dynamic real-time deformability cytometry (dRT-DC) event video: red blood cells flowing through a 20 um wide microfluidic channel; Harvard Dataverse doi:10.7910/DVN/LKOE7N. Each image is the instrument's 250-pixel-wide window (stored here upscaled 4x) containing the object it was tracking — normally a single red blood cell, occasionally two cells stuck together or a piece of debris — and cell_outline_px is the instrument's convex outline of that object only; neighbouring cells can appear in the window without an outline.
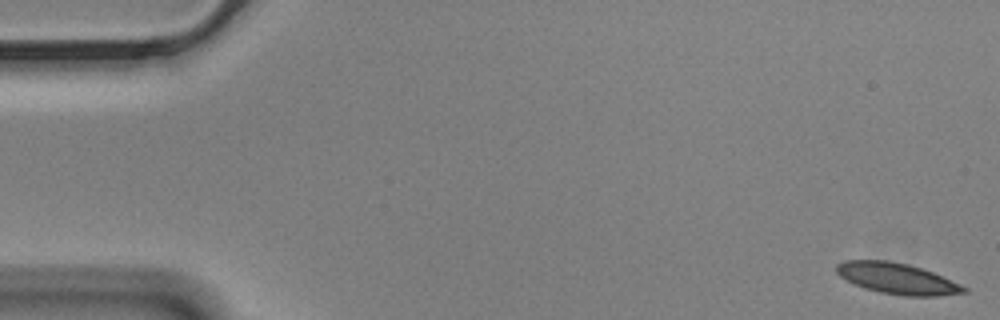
{"species": "Egyptian fruit bat (a non-hibernating species)", "species_latin": "Rousettus aegyptiacus", "temperature_condition": "cold", "stored_images_in_passage": 57, "camera_frame_rate_fps": 3000, "um_per_image_px": 0.085, "animal": {"sex": "male"}, "frame": {"image": 1, "passage_image": 1, "time_ms": 0.0, "image_size_px": [1000, 320], "cell_outline_px": [[968, 292], [936, 296], [904, 296], [880, 292], [864, 288], [840, 276], [836, 272], [836, 264], [844, 260], [888, 260], [908, 264], [932, 272], [960, 284], [968, 288]], "centroid_in_image_um": [76.25, 23.67], "position_along_channel_um": 8.7, "area_um2": 22.83}}
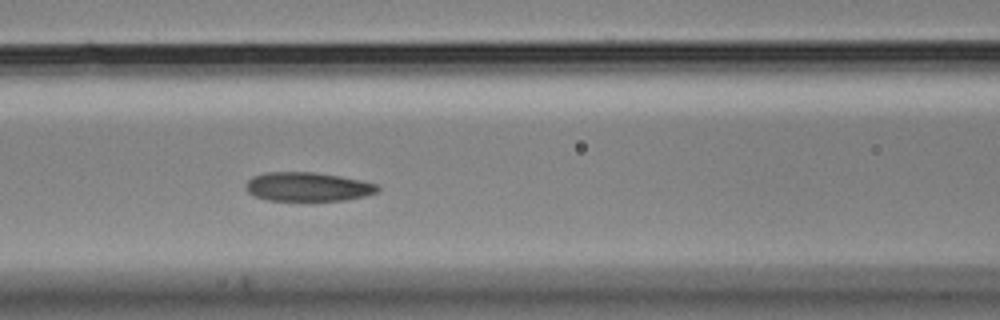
{"frame": {"image": 2, "passage_image": 24, "time_ms": 7.667, "image_size_px": [1000, 320], "cell_outline_px": [[380, 188], [376, 192], [364, 196], [348, 200], [268, 200], [256, 196], [248, 192], [244, 188], [244, 184], [252, 176], [264, 172], [312, 172], [340, 176], [360, 180], [376, 184]], "centroid_in_image_um": [26.12, 15.87], "position_along_channel_um": 140.5, "area_um2": 22.2}}
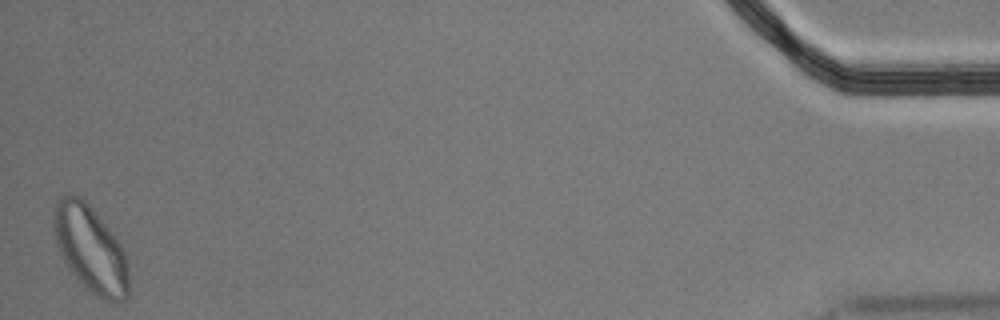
{"frame": {"image": 3, "passage_image": 57, "time_ms": 18.667, "image_size_px": [1000, 320], "cell_outline_px": [[128, 296], [124, 300], [104, 300], [96, 296], [84, 288], [72, 272], [64, 260], [56, 244], [52, 224], [52, 212], [56, 200], [60, 196], [72, 192], [76, 192], [92, 208], [116, 236], [128, 260]], "centroid_in_image_um": [7.66, 21.11], "position_along_channel_um": 427.5, "area_um2": 38.32}, "authors_computed_cell_mechanics": {"area_um2": 23.12, "velocity_mm_per_s": 3.4404, "shape_relaxation_time_tau1_ms": 4.557, "shape_relaxation_time_tau2_ms": 3.3008, "deformation_change_tau1": 0.1151, "deformation_change_tau2": 0.0804}}